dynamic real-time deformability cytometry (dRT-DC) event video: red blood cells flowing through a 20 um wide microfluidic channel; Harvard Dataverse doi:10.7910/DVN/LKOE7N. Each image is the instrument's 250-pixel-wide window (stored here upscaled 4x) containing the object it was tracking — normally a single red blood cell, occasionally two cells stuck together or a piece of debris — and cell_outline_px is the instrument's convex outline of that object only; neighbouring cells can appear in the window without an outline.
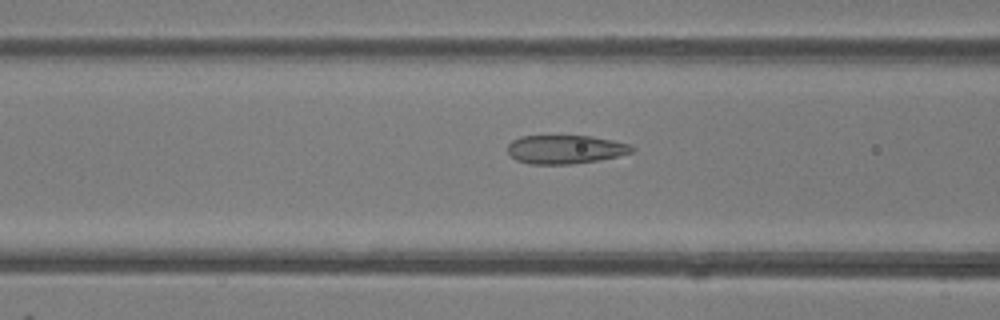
{"species": "common noctule bat (a hibernating species)", "species_latin": "Nyctalus noctula", "temperature_condition": "room temperature", "stored_images_in_passage": 49, "camera_frame_rate_fps": 3000, "um_per_image_px": 0.085, "animal": {"sex": "female"}, "frame": {"image": 1, "passage_image": 19, "time_ms": 6.0, "image_size_px": [1000, 320], "cell_outline_px": [[636, 148], [632, 152], [600, 160], [572, 164], [528, 164], [516, 160], [508, 152], [508, 144], [512, 140], [520, 136], [592, 136], [612, 140], [628, 144]], "centroid_in_image_um": [48.03, 12.7], "position_along_channel_um": 118.6, "area_um2": 20.75}}
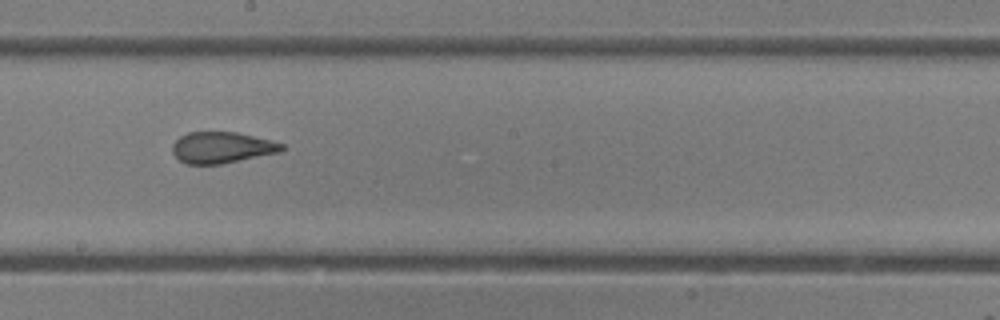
{"frame": {"image": 2, "passage_image": 27, "time_ms": 8.667, "image_size_px": [1000, 320], "cell_outline_px": [[288, 148], [280, 152], [220, 164], [184, 164], [172, 152], [172, 144], [180, 136], [188, 132], [236, 132], [272, 140], [284, 144]], "centroid_in_image_um": [18.87, 12.53], "position_along_channel_um": 229.3, "area_um2": 20.0}}
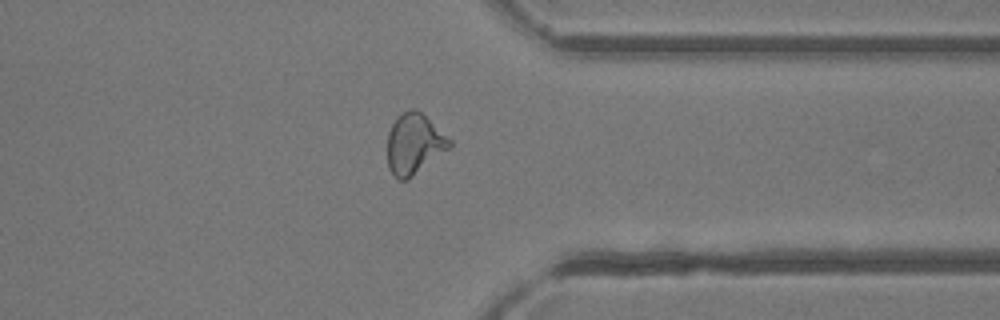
{"frame": {"image": 3, "passage_image": 38, "time_ms": 12.333, "image_size_px": [1000, 320], "cell_outline_px": [[452, 148], [408, 180], [400, 180], [388, 168], [388, 132], [396, 116], [400, 112], [412, 108], [416, 108], [452, 140]], "centroid_in_image_um": [35.23, 12.23], "position_along_channel_um": 376.2, "area_um2": 22.25}, "authors_computed_cell_mechanics": {"area_um2": 22.3108, "velocity_mm_per_s": 4.147, "shape_relaxation_time_tau1_ms": 9.6448, "shape_relaxation_time_tau2_ms": 0.9649, "deformation_change_tau1": 0.231, "deformation_change_tau2": 0.0819}}